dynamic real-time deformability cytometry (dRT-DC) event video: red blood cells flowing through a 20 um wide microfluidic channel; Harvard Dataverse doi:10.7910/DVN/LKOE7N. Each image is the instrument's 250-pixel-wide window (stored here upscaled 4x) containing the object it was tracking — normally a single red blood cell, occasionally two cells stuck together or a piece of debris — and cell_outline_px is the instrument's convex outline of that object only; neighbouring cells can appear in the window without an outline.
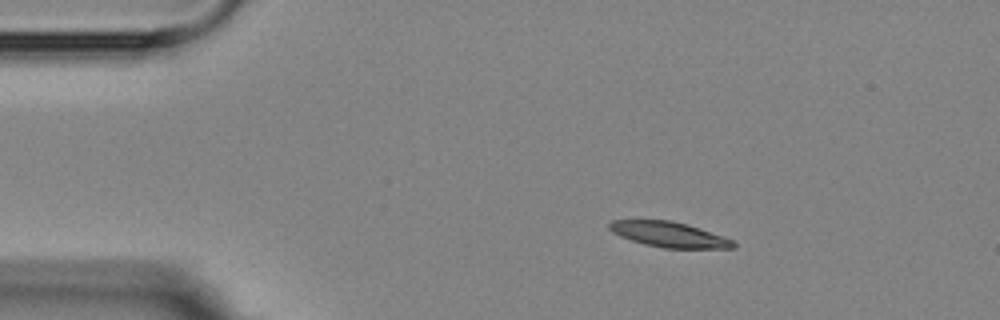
{"species": "Egyptian fruit bat (a non-hibernating species)", "species_latin": "Rousettus aegyptiacus", "temperature_condition": "room temperature", "stored_images_in_passage": 4, "camera_frame_rate_fps": 3000, "um_per_image_px": 0.085, "animal": {"sex": "female"}, "frame": {"image": 1, "passage_image": 1, "time_ms": 0.0, "image_size_px": [1000, 320], "cell_outline_px": [[736, 248], [664, 248], [644, 244], [620, 236], [612, 232], [608, 228], [608, 224], [612, 220], [672, 220], [688, 224], [724, 236], [732, 240], [736, 244]], "centroid_in_image_um": [56.88, 19.92], "position_along_channel_um": 28.1, "area_um2": 18.32}}
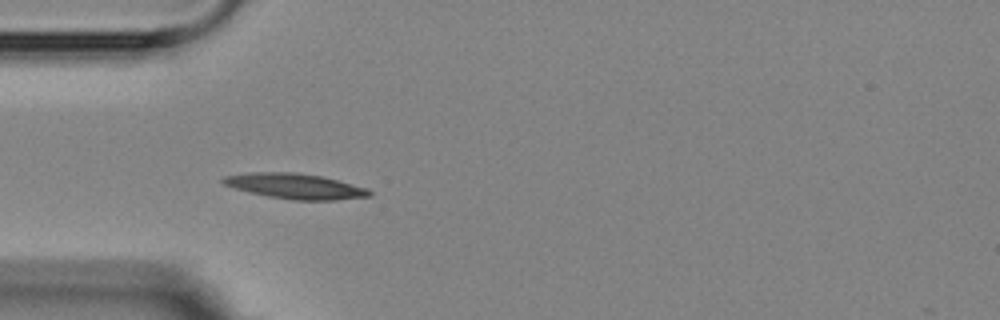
{"frame": {"image": 2, "passage_image": 3, "time_ms": 2.333, "image_size_px": [1000, 320], "cell_outline_px": [[372, 196], [336, 200], [292, 200], [268, 196], [248, 192], [224, 184], [220, 180], [224, 176], [252, 172], [296, 172], [320, 176], [368, 188], [372, 192]], "centroid_in_image_um": [25.1, 15.83], "position_along_channel_um": 59.9, "area_um2": 21.5}}
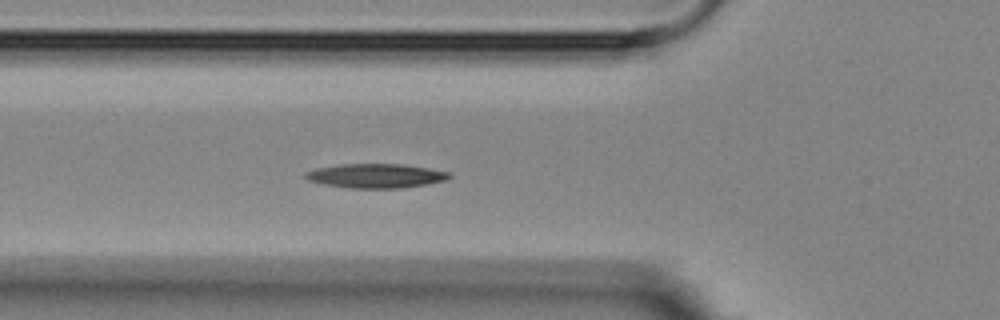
{"frame": {"image": 3, "passage_image": 4, "time_ms": 3.333, "image_size_px": [1000, 320], "cell_outline_px": [[452, 176], [444, 180], [428, 184], [404, 188], [344, 188], [320, 184], [308, 180], [304, 176], [308, 172], [316, 168], [340, 164], [400, 164], [428, 168], [452, 172]], "centroid_in_image_um": [31.95, 14.95], "position_along_channel_um": 93.9, "area_um2": 20.46}}